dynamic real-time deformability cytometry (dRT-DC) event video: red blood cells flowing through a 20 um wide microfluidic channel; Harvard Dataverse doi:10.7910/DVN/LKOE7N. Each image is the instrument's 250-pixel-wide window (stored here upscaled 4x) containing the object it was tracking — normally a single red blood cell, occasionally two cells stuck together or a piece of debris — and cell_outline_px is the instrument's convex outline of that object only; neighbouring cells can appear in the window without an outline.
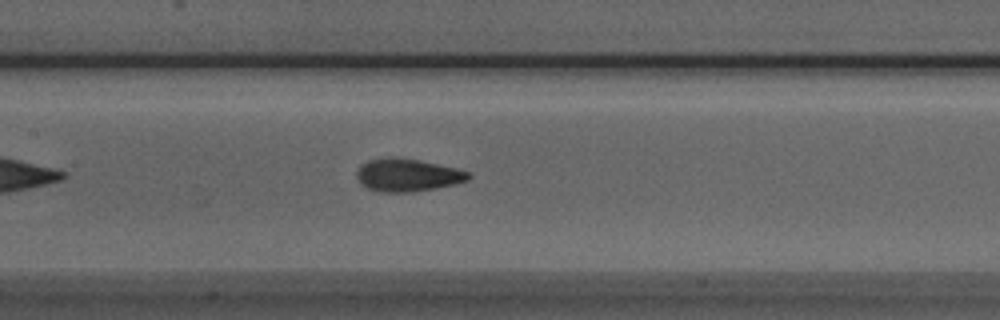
{"species": "Egyptian fruit bat (a non-hibernating species)", "species_latin": "Rousettus aegyptiacus", "temperature_condition": "room temperature", "stored_images_in_passage": 38, "camera_frame_rate_fps": 3000, "um_per_image_px": 0.085, "animal": {"sex": "male"}, "frame": {"image": 1, "passage_image": 12, "time_ms": 3.667, "image_size_px": [1000, 320], "cell_outline_px": [[468, 176], [460, 180], [444, 184], [420, 188], [380, 188], [368, 184], [360, 176], [360, 172], [368, 164], [380, 160], [400, 160], [424, 164], [464, 172]], "centroid_in_image_um": [34.65, 14.86], "position_along_channel_um": 172.8, "area_um2": 15.9}}
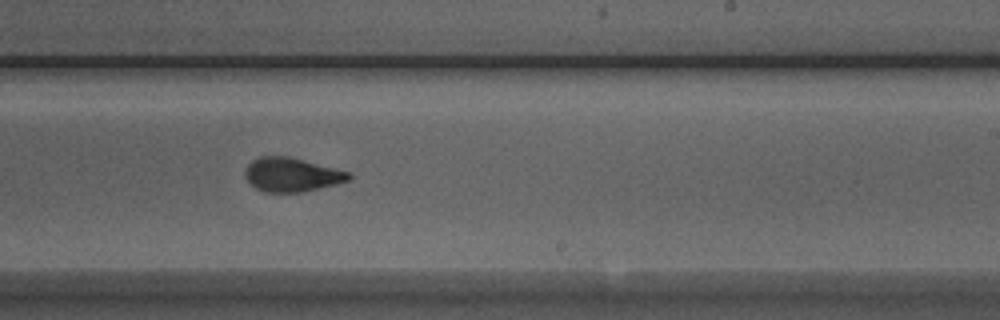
{"frame": {"image": 2, "passage_image": 19, "time_ms": 6.0, "image_size_px": [1000, 320], "cell_outline_px": [[348, 176], [344, 180], [308, 188], [264, 188], [256, 184], [248, 176], [248, 172], [252, 164], [260, 160], [292, 160], [344, 172]], "centroid_in_image_um": [24.82, 14.84], "position_along_channel_um": 264.2, "area_um2": 15.32}}
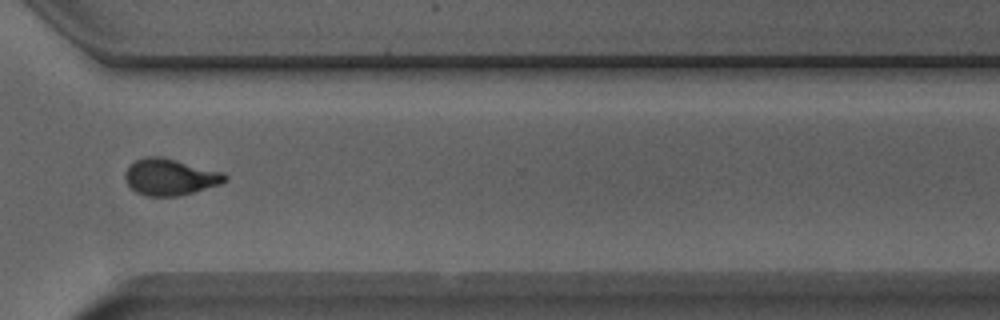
{"frame": {"image": 3, "passage_image": 26, "time_ms": 8.333, "image_size_px": [1000, 320], "cell_outline_px": [[224, 180], [212, 184], [184, 192], [144, 192], [136, 188], [128, 180], [128, 172], [132, 164], [140, 160], [168, 160], [224, 176]], "centroid_in_image_um": [14.37, 15.02], "position_along_channel_um": 356.2, "area_um2": 16.36}, "authors_computed_cell_mechanics": {"area_um2": 16.2707, "velocity_mm_per_s": 3.9407, "shape_relaxation_time_tau1_ms": 7.7322, "shape_relaxation_time_tau2_ms": 1.8042, "deformation_change_tau1": 0.2196, "deformation_change_tau2": 0.069}}